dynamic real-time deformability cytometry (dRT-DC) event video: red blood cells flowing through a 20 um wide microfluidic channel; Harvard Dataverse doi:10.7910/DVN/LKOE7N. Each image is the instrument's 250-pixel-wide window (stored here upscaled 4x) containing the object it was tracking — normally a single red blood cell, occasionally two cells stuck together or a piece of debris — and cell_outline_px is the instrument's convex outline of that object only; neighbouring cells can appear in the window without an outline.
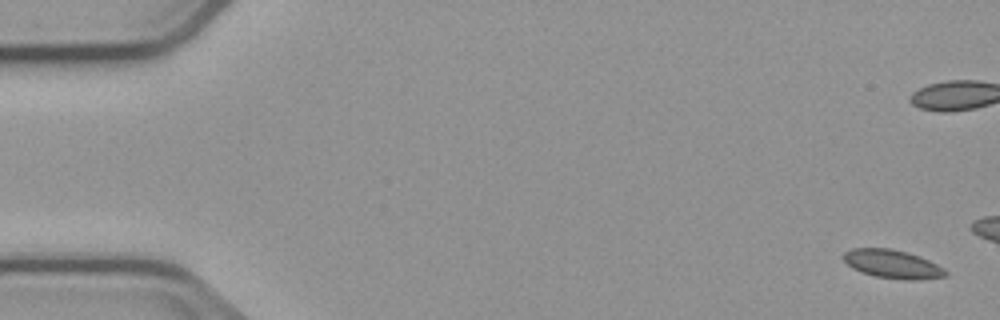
{"species": "common noctule bat (a hibernating species)", "species_latin": "Nyctalus noctula", "temperature_condition": "cold", "stored_images_in_passage": 4, "segment_of_instrument_passage": [2, 2], "camera_frame_rate_fps": 3000, "um_per_image_px": 0.085, "animal": {"sex": "male", "body_mass_g": 23.1, "forearm_length_mm": 52.7}, "frame": {"image": 1, "passage_image": 4, "time_ms": 3.667, "image_size_px": [1000, 320], "cell_outline_px": [[948, 276], [916, 280], [912, 280], [876, 276], [852, 268], [844, 260], [844, 252], [852, 248], [888, 248], [908, 252], [920, 256], [944, 268], [948, 272]], "centroid_in_image_um": [75.9, 22.43], "position_along_channel_um": 9.1, "area_um2": 16.76}}